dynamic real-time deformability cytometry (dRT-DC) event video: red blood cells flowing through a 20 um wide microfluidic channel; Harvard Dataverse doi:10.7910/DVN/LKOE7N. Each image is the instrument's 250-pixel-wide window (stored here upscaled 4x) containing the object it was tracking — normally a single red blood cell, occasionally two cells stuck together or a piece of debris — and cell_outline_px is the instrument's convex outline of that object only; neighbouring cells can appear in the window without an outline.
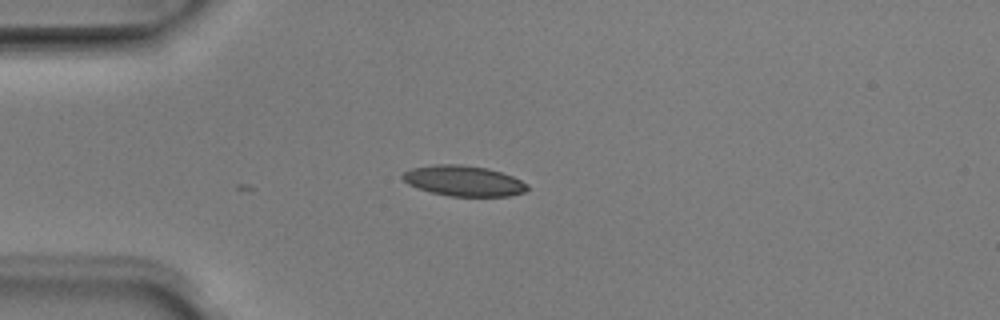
{"species": "Egyptian fruit bat (a non-hibernating species)", "species_latin": "Rousettus aegyptiacus", "temperature_condition": "room temperature", "stored_images_in_passage": 4, "camera_frame_rate_fps": 3000, "um_per_image_px": 0.085, "animal": {"sex": "male"}, "frame": {"image": 1, "passage_image": 4, "time_ms": 1.0, "image_size_px": [1000, 320], "cell_outline_px": [[528, 188], [524, 192], [508, 196], [448, 196], [432, 192], [408, 184], [400, 176], [404, 172], [412, 168], [436, 164], [460, 164], [488, 168], [512, 176], [528, 184]], "centroid_in_image_um": [39.41, 15.37], "position_along_channel_um": 45.6, "area_um2": 22.02}}